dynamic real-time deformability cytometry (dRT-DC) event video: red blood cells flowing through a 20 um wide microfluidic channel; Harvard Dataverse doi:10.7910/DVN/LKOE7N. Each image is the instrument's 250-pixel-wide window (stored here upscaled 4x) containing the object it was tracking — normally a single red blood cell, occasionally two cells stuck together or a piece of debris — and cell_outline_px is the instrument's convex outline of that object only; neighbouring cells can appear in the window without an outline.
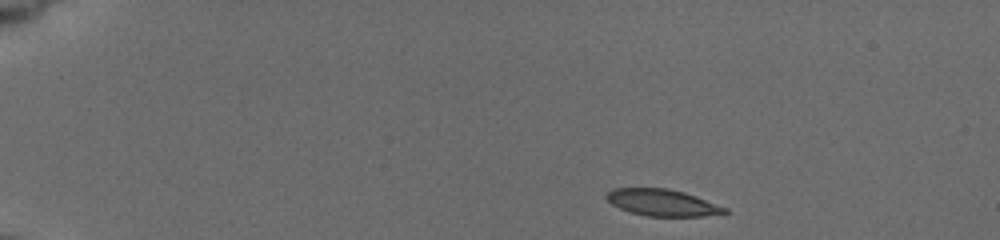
{"species": "common noctule bat (a hibernating species)", "species_latin": "Nyctalus noctula", "temperature_condition": "cold", "stored_images_in_passage": 23, "camera_frame_rate_fps": 3000, "um_per_image_px": 0.085, "animal": {"sex": "female", "body_mass_g": 19.5, "forearm_length_mm": 54.1}, "frame": {"image": 1, "passage_image": 1, "time_ms": 0.0, "image_size_px": [1000, 240], "cell_outline_px": [[728, 212], [700, 216], [648, 216], [628, 212], [612, 204], [604, 196], [612, 188], [668, 188], [684, 192], [728, 208]], "centroid_in_image_um": [56.26, 17.21], "position_along_channel_um": 28.7, "area_um2": 18.26}}
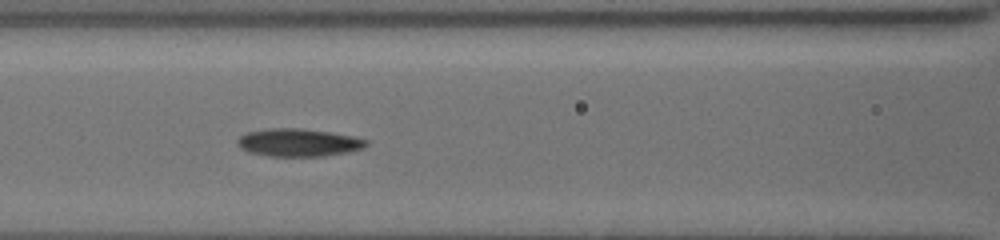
{"frame": {"image": 2, "passage_image": 14, "time_ms": 5.667, "image_size_px": [1000, 240], "cell_outline_px": [[368, 144], [364, 148], [348, 152], [324, 156], [268, 156], [248, 152], [240, 148], [236, 144], [236, 140], [240, 136], [248, 132], [268, 128], [300, 128], [332, 132], [352, 136], [368, 140]], "centroid_in_image_um": [25.36, 12.11], "position_along_channel_um": 141.2, "area_um2": 21.04}}
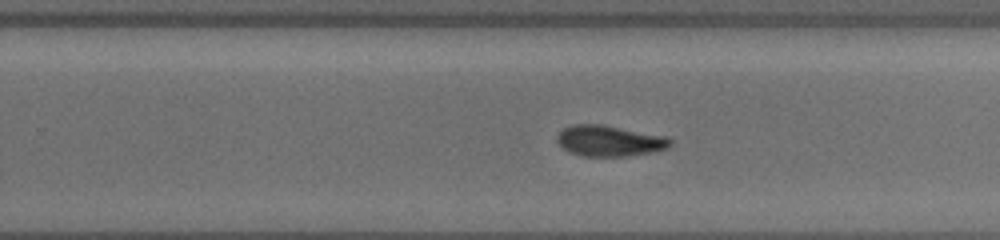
{"frame": {"image": 3, "passage_image": 23, "time_ms": 9.333, "image_size_px": [1000, 240], "cell_outline_px": [[672, 144], [668, 148], [652, 152], [624, 156], [580, 156], [568, 152], [556, 140], [556, 136], [564, 128], [572, 124], [600, 124], [668, 136], [672, 140]], "centroid_in_image_um": [51.81, 11.97], "position_along_channel_um": 278.0, "area_um2": 20.46}}